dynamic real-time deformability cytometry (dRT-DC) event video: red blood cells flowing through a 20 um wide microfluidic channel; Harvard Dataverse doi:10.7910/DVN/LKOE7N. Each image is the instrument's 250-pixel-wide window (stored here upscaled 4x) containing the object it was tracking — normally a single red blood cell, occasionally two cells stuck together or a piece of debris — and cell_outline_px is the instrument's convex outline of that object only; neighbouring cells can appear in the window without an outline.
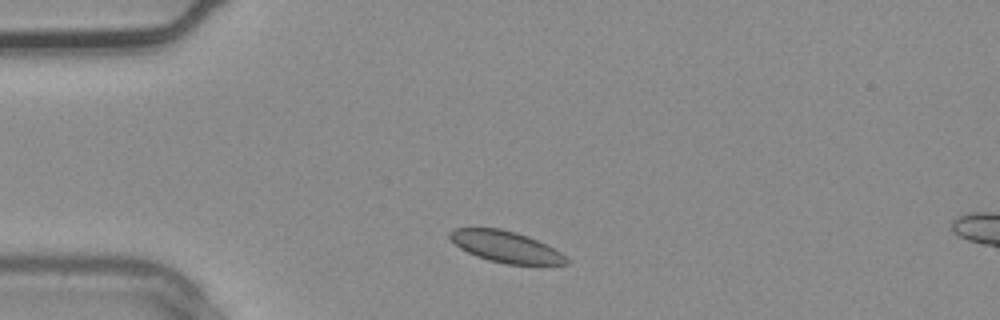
{"species": "common noctule bat (a hibernating species)", "species_latin": "Nyctalus noctula", "temperature_condition": "warm", "stored_images_in_passage": 2, "camera_frame_rate_fps": 3000, "um_per_image_px": 0.085, "animal": {"sex": "male", "body_mass_g": 20.4}, "frame": {"image": 1, "passage_image": 1, "time_ms": 0.0, "image_size_px": [1000, 320], "cell_outline_px": [[568, 264], [508, 264], [488, 260], [476, 256], [460, 248], [448, 236], [448, 232], [452, 228], [500, 228], [516, 232], [528, 236], [560, 252], [568, 260]], "centroid_in_image_um": [42.94, 20.96], "position_along_channel_um": 42.1, "area_um2": 20.98}}